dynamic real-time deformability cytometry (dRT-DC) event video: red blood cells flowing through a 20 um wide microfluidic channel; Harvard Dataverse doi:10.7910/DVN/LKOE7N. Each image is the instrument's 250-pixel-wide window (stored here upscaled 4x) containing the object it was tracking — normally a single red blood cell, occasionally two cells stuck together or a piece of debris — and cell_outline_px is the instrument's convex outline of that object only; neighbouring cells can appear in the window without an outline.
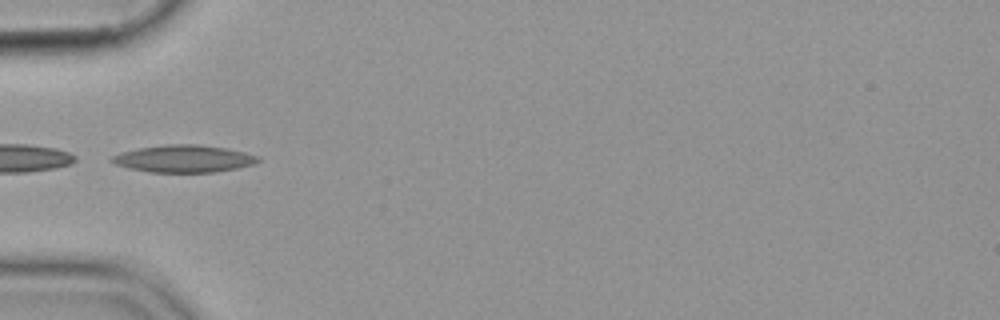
{"species": "common noctule bat (a hibernating species)", "species_latin": "Nyctalus noctula", "temperature_condition": "cold", "stored_images_in_passage": 15, "camera_frame_rate_fps": 3000, "um_per_image_px": 0.085, "animal": {"sex": "female", "body_mass_g": 19.9}, "frame": {"image": 1, "passage_image": 1, "time_ms": 0.0, "image_size_px": [1000, 320], "cell_outline_px": [[260, 160], [256, 164], [216, 172], [148, 172], [128, 168], [116, 164], [108, 160], [112, 156], [120, 152], [140, 148], [168, 144], [196, 144], [228, 148], [260, 156]], "centroid_in_image_um": [15.64, 13.49], "position_along_channel_um": 69.4, "area_um2": 23.35}}